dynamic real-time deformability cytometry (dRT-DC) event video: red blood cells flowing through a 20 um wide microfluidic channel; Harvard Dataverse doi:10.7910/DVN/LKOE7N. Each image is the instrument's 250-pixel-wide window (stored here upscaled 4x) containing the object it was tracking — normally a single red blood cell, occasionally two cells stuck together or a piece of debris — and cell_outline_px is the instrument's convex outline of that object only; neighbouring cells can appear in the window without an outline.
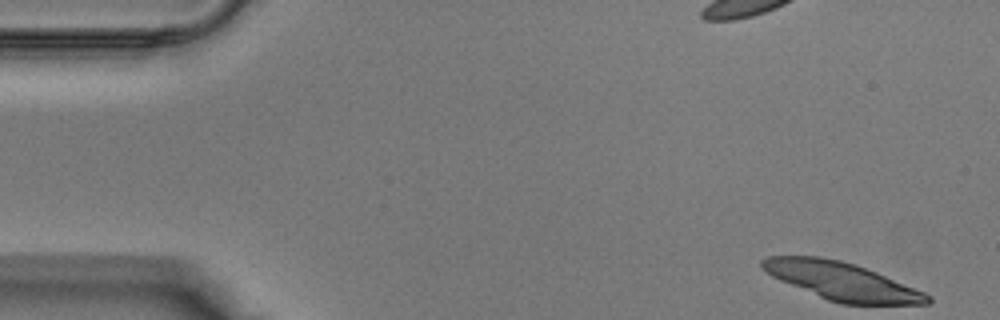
{"species": "Egyptian fruit bat (a non-hibernating species)", "species_latin": "Rousettus aegyptiacus", "temperature_condition": "warm", "stored_images_in_passage": 38, "camera_frame_rate_fps": 3000, "um_per_image_px": 0.085, "animal": {"sex": "male"}, "frame": {"image": 1, "passage_image": 1, "time_ms": 0.0, "image_size_px": [1000, 320], "cell_outline_px": [[932, 300], [928, 304], [840, 304], [828, 300], [780, 280], [772, 276], [760, 264], [760, 260], [768, 256], [820, 256], [840, 260], [856, 264], [876, 272], [924, 292], [932, 296]], "centroid_in_image_um": [71.56, 23.89], "position_along_channel_um": 13.4, "area_um2": 36.07}}